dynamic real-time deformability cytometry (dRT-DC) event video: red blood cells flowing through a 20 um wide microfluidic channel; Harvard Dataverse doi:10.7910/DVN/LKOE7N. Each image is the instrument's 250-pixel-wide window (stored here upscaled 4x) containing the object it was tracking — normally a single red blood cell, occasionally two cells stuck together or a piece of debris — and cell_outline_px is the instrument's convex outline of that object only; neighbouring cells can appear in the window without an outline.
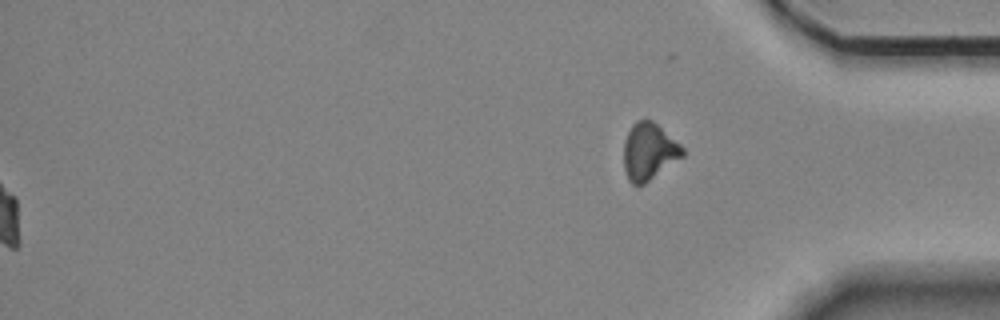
{"species": "Egyptian fruit bat (a non-hibernating species)", "species_latin": "Rousettus aegyptiacus", "temperature_condition": "room temperature", "stored_images_in_passage": 58, "segment_of_instrument_passage": [2, 2], "camera_frame_rate_fps": 3000, "um_per_image_px": 0.085, "animal": {"sex": "female"}, "frame": {"image": 1, "passage_image": 58, "time_ms": 19.0, "image_size_px": [1000, 320], "cell_outline_px": [[684, 156], [644, 184], [632, 184], [628, 180], [624, 168], [624, 140], [632, 124], [636, 120], [644, 116], [652, 120], [680, 144], [684, 148]], "centroid_in_image_um": [55.15, 12.85], "position_along_channel_um": 380.1, "area_um2": 19.65}}